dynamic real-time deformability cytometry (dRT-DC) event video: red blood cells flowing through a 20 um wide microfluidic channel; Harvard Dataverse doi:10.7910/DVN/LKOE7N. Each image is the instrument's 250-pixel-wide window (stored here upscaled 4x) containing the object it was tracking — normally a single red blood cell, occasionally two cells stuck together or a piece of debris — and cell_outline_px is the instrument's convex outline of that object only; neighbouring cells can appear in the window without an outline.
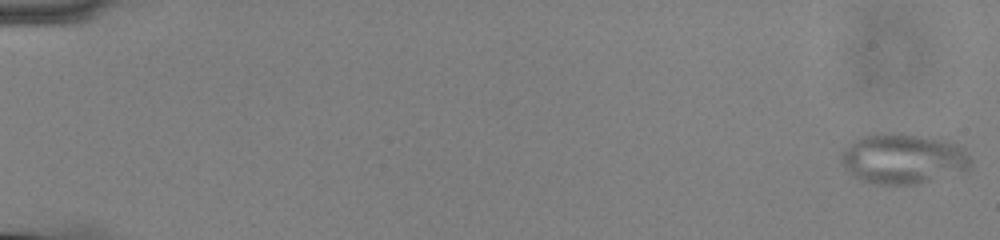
{"species": "common noctule bat (a hibernating species)", "species_latin": "Nyctalus noctula", "temperature_condition": "cold", "stored_images_in_passage": 57, "camera_frame_rate_fps": 3000, "um_per_image_px": 0.085, "animal": {"sex": "male", "body_mass_g": 13.0, "forearm_length_mm": 53.1}, "frame": {"image": 1, "passage_image": 1, "time_ms": 0.0, "image_size_px": [1000, 240], "cell_outline_px": [[972, 168], [968, 172], [920, 184], [876, 184], [860, 180], [852, 176], [840, 164], [840, 156], [848, 144], [852, 140], [860, 136], [872, 132], [900, 132], [940, 140], [956, 144], [964, 148], [972, 160]], "centroid_in_image_um": [76.77, 13.5], "position_along_channel_um": 8.2, "area_um2": 39.07}}
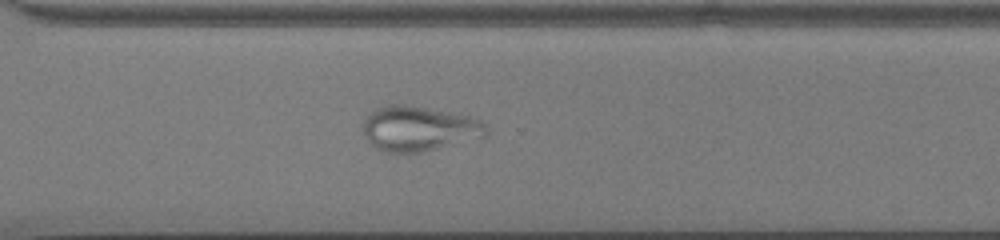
{"frame": {"image": 2, "passage_image": 42, "time_ms": 13.667, "image_size_px": [1000, 240], "cell_outline_px": [[488, 136], [420, 152], [380, 152], [364, 140], [364, 120], [376, 108], [388, 104], [404, 104], [448, 112], [468, 116], [480, 120], [488, 128]], "centroid_in_image_um": [35.58, 10.94], "position_along_channel_um": 335.0, "area_um2": 32.25}}
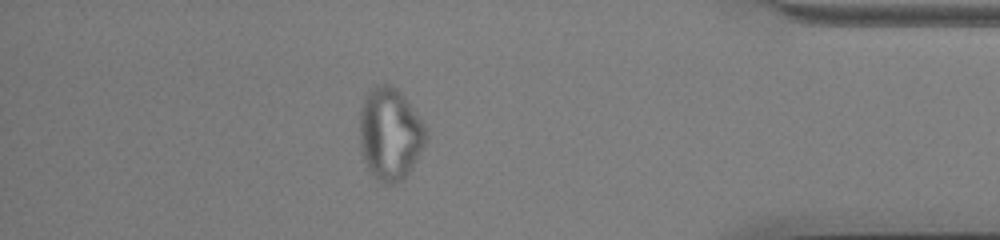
{"frame": {"image": 3, "passage_image": 50, "time_ms": 16.333, "image_size_px": [1000, 240], "cell_outline_px": [[428, 140], [416, 160], [408, 172], [396, 184], [384, 184], [376, 180], [368, 172], [364, 160], [360, 144], [360, 108], [364, 96], [368, 88], [376, 84], [392, 84], [404, 96], [424, 124], [428, 132]], "centroid_in_image_um": [33.13, 11.37], "position_along_channel_um": 402.1, "area_um2": 36.18}}